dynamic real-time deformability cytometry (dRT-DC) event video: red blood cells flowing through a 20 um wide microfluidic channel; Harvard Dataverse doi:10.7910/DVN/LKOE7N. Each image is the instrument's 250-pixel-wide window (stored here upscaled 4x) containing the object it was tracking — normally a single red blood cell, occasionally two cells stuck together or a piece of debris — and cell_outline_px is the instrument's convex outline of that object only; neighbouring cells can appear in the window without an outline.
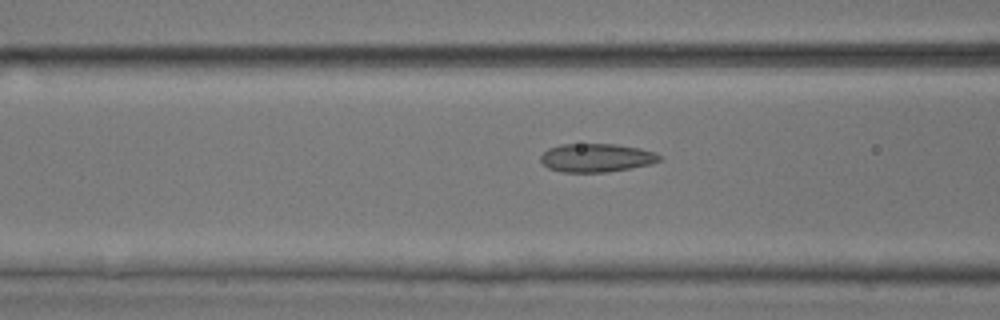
{"species": "common noctule bat (a hibernating species)", "species_latin": "Nyctalus noctula", "temperature_condition": "room temperature", "stored_images_in_passage": 52, "camera_frame_rate_fps": 3000, "um_per_image_px": 0.085, "animal": {"sex": "male", "body_mass_g": 17.9, "forearm_length_mm": 54.2}, "frame": {"image": 1, "passage_image": 21, "time_ms": 6.667, "image_size_px": [1000, 320], "cell_outline_px": [[660, 160], [652, 164], [608, 172], [560, 172], [548, 168], [540, 160], [540, 156], [548, 148], [560, 144], [616, 144], [640, 148], [656, 152], [660, 156]], "centroid_in_image_um": [50.69, 13.41], "position_along_channel_um": 115.9, "area_um2": 19.83}}
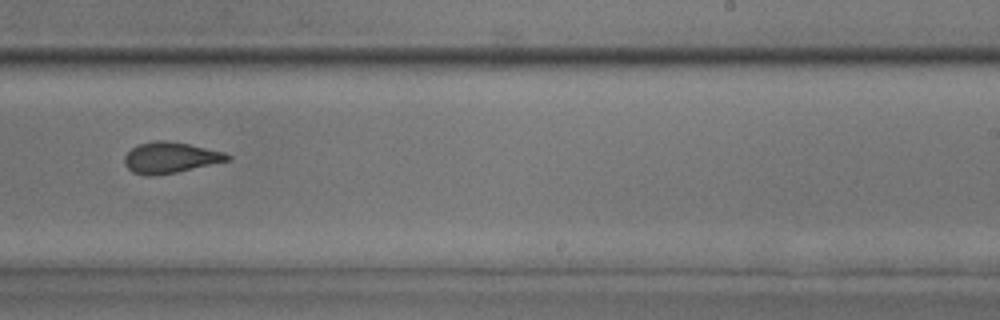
{"frame": {"image": 2, "passage_image": 33, "time_ms": 10.667, "image_size_px": [1000, 320], "cell_outline_px": [[232, 156], [228, 160], [176, 172], [152, 176], [144, 176], [132, 172], [124, 164], [124, 156], [132, 148], [140, 144], [156, 140], [168, 140], [188, 144], [224, 152]], "centroid_in_image_um": [14.43, 13.4], "position_along_channel_um": 274.6, "area_um2": 18.38}}
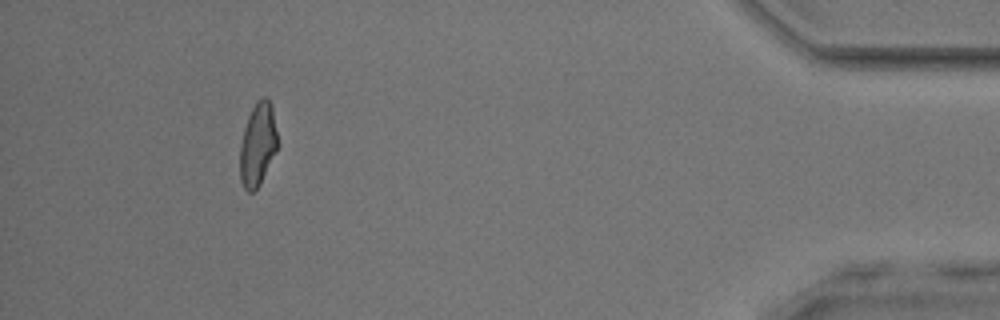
{"frame": {"image": 3, "passage_image": 48, "time_ms": 15.667, "image_size_px": [1000, 320], "cell_outline_px": [[280, 144], [260, 184], [252, 192], [248, 192], [244, 188], [240, 180], [240, 144], [244, 128], [248, 116], [256, 100], [260, 96], [264, 96], [272, 104]], "centroid_in_image_um": [21.94, 12.24], "position_along_channel_um": 413.3, "area_um2": 18.67}, "authors_computed_cell_mechanics": {"area_um2": 19.1896, "velocity_mm_per_s": 3.9806, "shape_relaxation_time_tau1_ms": null, "shape_relaxation_time_tau2_ms": 1.2568, "deformation_change_tau1": null, "deformation_change_tau2": 0.0932}}